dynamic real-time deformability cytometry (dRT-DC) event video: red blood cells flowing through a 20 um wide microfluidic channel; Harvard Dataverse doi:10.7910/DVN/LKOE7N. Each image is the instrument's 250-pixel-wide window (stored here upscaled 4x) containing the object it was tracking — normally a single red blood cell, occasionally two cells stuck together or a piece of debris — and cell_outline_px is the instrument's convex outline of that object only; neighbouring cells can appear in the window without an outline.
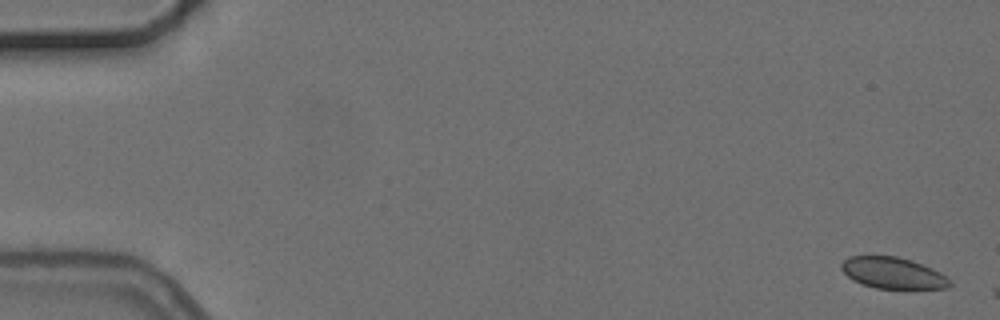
{"species": "common noctule bat (a hibernating species)", "species_latin": "Nyctalus noctula", "temperature_condition": "cold", "stored_images_in_passage": 3, "camera_frame_rate_fps": 3000, "um_per_image_px": 0.085, "animal": {"sex": "female", "body_mass_g": 24.6, "forearm_length_mm": 56.2}, "frame": {"image": 1, "passage_image": 1, "time_ms": 0.0, "image_size_px": [1000, 320], "cell_outline_px": [[952, 284], [948, 288], [876, 288], [852, 280], [840, 268], [840, 264], [848, 256], [896, 256], [912, 260], [932, 268], [940, 272], [952, 280]], "centroid_in_image_um": [75.91, 23.19], "position_along_channel_um": 9.1, "area_um2": 19.77}}